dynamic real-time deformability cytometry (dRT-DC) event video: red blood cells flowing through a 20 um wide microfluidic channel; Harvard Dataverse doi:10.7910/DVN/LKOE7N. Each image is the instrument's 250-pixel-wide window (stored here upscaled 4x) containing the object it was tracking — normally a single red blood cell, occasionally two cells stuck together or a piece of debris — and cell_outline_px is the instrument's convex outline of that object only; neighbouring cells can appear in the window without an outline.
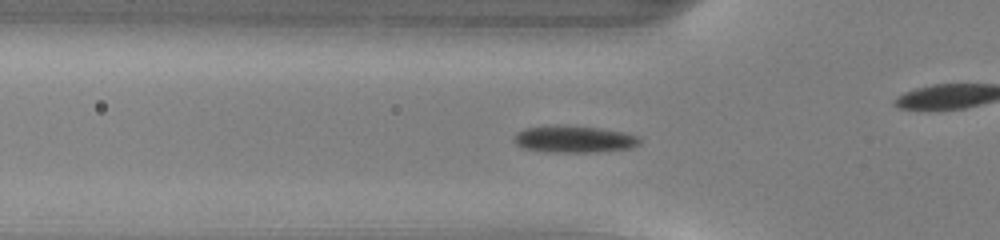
{"species": "common noctule bat (a hibernating species)", "species_latin": "Nyctalus noctula", "temperature_condition": "warm", "stored_images_in_passage": 50, "camera_frame_rate_fps": 3000, "um_per_image_px": 0.085, "animal": {"sex": "male", "body_mass_g": 13.0, "forearm_length_mm": 53.1}, "frame": {"image": 1, "passage_image": 16, "time_ms": 5.0, "image_size_px": [1000, 240], "cell_outline_px": [[640, 144], [632, 148], [596, 152], [548, 152], [520, 148], [512, 140], [512, 136], [516, 132], [524, 128], [556, 124], [564, 124], [600, 128], [624, 132], [640, 136]], "centroid_in_image_um": [48.75, 11.82], "position_along_channel_um": 77.1, "area_um2": 20.35}}
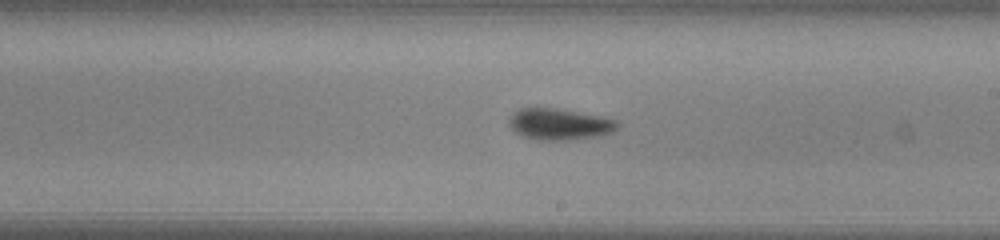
{"frame": {"image": 2, "passage_image": 28, "time_ms": 9.0, "image_size_px": [1000, 240], "cell_outline_px": [[620, 124], [612, 132], [600, 136], [568, 140], [540, 140], [520, 136], [508, 124], [512, 116], [520, 108], [552, 108], [596, 116], [616, 120]], "centroid_in_image_um": [47.54, 10.58], "position_along_channel_um": 241.5, "area_um2": 19.36}}
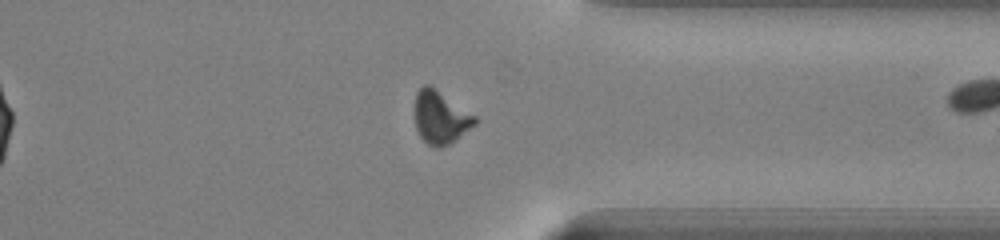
{"frame": {"image": 3, "passage_image": 38, "time_ms": 12.333, "image_size_px": [1000, 240], "cell_outline_px": [[480, 120], [476, 124], [456, 140], [440, 148], [436, 148], [428, 144], [416, 132], [416, 92], [424, 84], [428, 84], [476, 116]], "centroid_in_image_um": [37.46, 10.01], "position_along_channel_um": 373.9, "area_um2": 18.32}, "authors_computed_cell_mechanics": {"area_um2": 18.3804, "velocity_mm_per_s": 4.1076, "shape_relaxation_time_tau1_ms": 3.0039, "shape_relaxation_time_tau2_ms": 4.0802, "deformation_change_tau1": 0.132, "deformation_change_tau2": 0.0897}}